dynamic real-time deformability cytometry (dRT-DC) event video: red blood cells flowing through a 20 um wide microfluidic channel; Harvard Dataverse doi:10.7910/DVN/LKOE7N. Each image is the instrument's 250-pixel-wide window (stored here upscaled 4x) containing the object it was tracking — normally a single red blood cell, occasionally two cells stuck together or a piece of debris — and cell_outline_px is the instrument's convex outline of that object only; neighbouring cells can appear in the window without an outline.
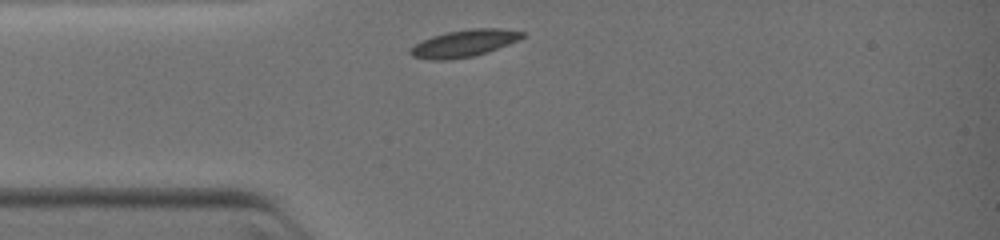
{"species": "common noctule bat (a hibernating species)", "species_latin": "Nyctalus noctula", "temperature_condition": "warm", "stored_images_in_passage": 9, "camera_frame_rate_fps": 3000, "um_per_image_px": 0.085, "animal": {"sex": "female", "body_mass_g": 19.0, "forearm_length_mm": 51.5}, "frame": {"image": 1, "passage_image": 1, "time_ms": 0.0, "image_size_px": [1000, 240], "cell_outline_px": [[524, 36], [520, 40], [488, 52], [472, 56], [452, 60], [428, 60], [412, 56], [408, 52], [408, 48], [432, 36], [448, 32], [472, 28], [500, 28], [524, 32]], "centroid_in_image_um": [39.44, 3.69], "position_along_channel_um": 45.6, "area_um2": 17.74}}
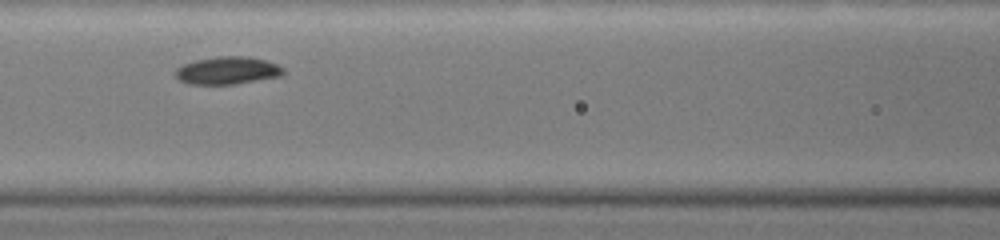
{"frame": {"image": 2, "passage_image": 5, "time_ms": 2.333, "image_size_px": [1000, 240], "cell_outline_px": [[284, 72], [280, 76], [236, 84], [188, 84], [180, 80], [176, 76], [176, 68], [184, 64], [196, 60], [216, 56], [248, 56], [264, 60], [276, 64], [284, 68]], "centroid_in_image_um": [19.33, 5.99], "position_along_channel_um": 147.3, "area_um2": 17.28}}
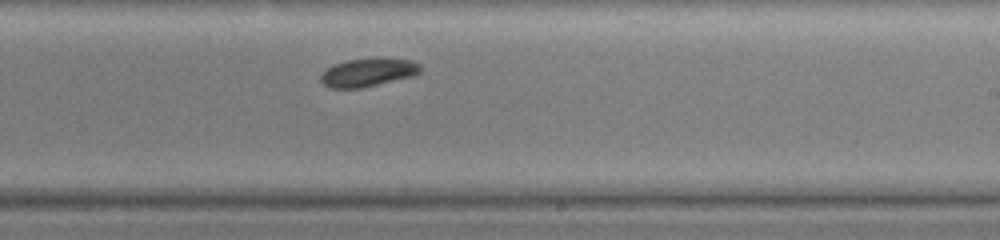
{"frame": {"image": 3, "passage_image": 9, "time_ms": 4.667, "image_size_px": [1000, 240], "cell_outline_px": [[420, 72], [416, 76], [360, 88], [328, 88], [320, 80], [320, 76], [332, 64], [348, 60], [412, 60], [420, 64]], "centroid_in_image_um": [31.27, 6.19], "position_along_channel_um": 257.7, "area_um2": 15.95}}